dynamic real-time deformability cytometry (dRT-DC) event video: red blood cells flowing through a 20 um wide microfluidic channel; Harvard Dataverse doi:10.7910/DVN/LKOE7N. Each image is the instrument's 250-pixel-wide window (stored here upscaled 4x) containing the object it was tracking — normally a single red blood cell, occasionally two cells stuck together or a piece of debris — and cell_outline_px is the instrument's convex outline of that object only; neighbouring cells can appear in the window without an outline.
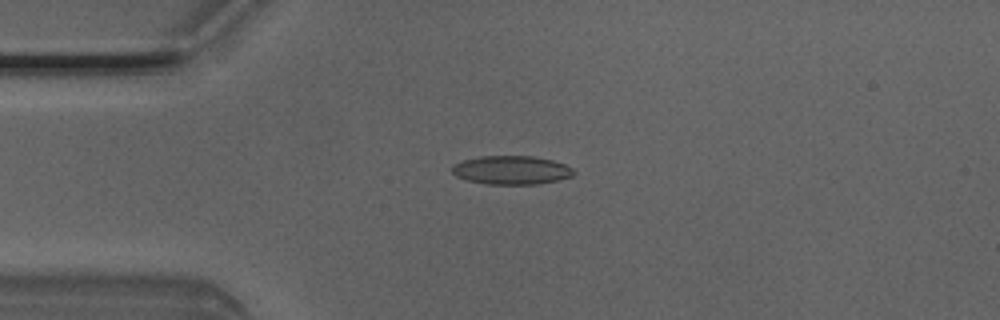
{"species": "Egyptian fruit bat (a non-hibernating species)", "species_latin": "Rousettus aegyptiacus", "temperature_condition": "room temperature", "stored_images_in_passage": 6, "camera_frame_rate_fps": 3000, "um_per_image_px": 0.085, "animal": {"sex": "male"}, "frame": {"image": 1, "passage_image": 4, "time_ms": 1.0, "image_size_px": [1000, 320], "cell_outline_px": [[576, 172], [572, 176], [556, 180], [536, 184], [488, 184], [468, 180], [456, 176], [452, 172], [452, 168], [456, 164], [464, 160], [480, 156], [532, 156], [552, 160], [564, 164], [572, 168]], "centroid_in_image_um": [43.49, 14.45], "position_along_channel_um": 41.5, "area_um2": 20.06}}